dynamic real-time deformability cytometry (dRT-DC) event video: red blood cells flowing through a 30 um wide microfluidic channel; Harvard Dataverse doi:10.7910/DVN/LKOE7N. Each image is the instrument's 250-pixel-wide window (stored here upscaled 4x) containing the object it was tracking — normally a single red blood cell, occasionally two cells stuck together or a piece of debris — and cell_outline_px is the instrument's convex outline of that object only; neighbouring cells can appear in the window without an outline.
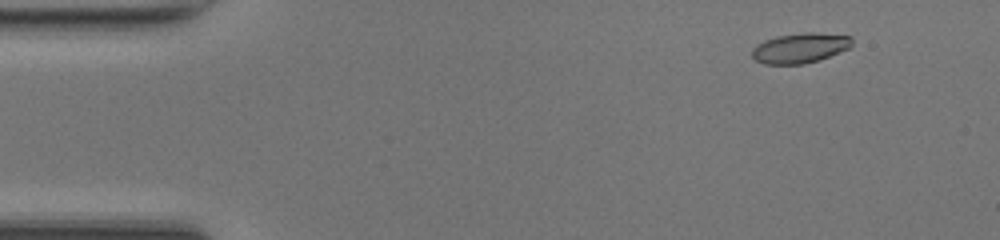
{"species": "common noctule bat (a hibernating species)", "species_latin": "Nyctalus noctula", "temperature_condition": "room temperature", "stored_images_in_passage": 49, "camera_frame_rate_fps": 3000, "um_per_image_px": 0.085, "animal": {"sex": "female", "body_mass_g": 17.0, "forearm_length_mm": 48.0}, "frame": {"image": 1, "passage_image": 5, "time_ms": 1.333, "image_size_px": [1000, 240], "cell_outline_px": [[852, 44], [848, 48], [840, 52], [820, 60], [804, 64], [764, 64], [756, 60], [752, 56], [752, 48], [756, 44], [764, 40], [776, 36], [804, 32], [812, 32], [852, 36]], "centroid_in_image_um": [67.99, 4.08], "position_along_channel_um": 17.0, "area_um2": 17.63}}
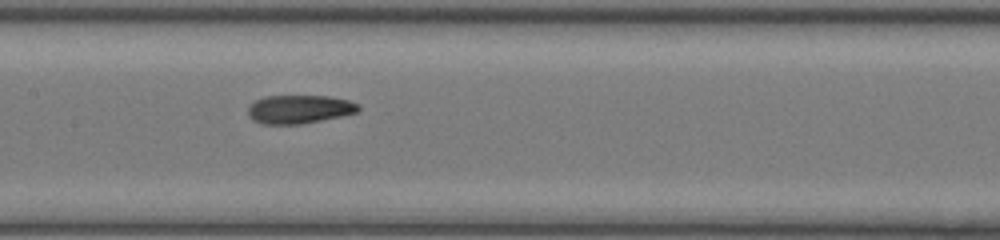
{"frame": {"image": 2, "passage_image": 24, "time_ms": 7.667, "image_size_px": [1000, 240], "cell_outline_px": [[360, 108], [356, 112], [340, 116], [300, 124], [260, 124], [252, 120], [248, 116], [248, 104], [264, 96], [332, 96], [348, 100], [360, 104]], "centroid_in_image_um": [25.4, 9.28], "position_along_channel_um": 182.0, "area_um2": 18.44}}
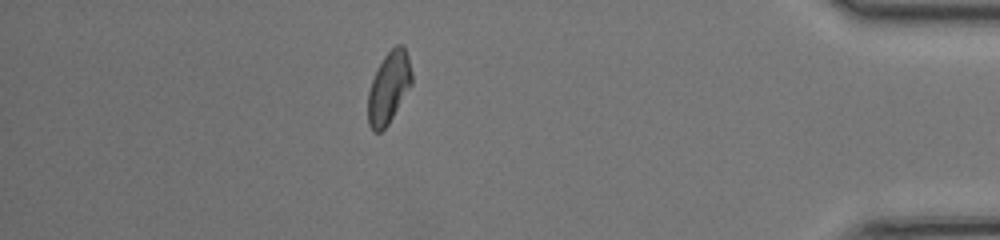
{"frame": {"image": 3, "passage_image": 43, "time_ms": 14.0, "image_size_px": [1000, 240], "cell_outline_px": [[412, 84], [388, 124], [380, 132], [372, 132], [368, 124], [368, 92], [372, 80], [384, 56], [396, 44], [400, 44], [404, 48], [408, 56], [412, 72]], "centroid_in_image_um": [33.04, 7.46], "position_along_channel_um": 402.2, "area_um2": 18.09}, "authors_computed_cell_mechanics": {"area_um2": 18.3226, "velocity_mm_per_s": 4.2262, "shape_relaxation_time_tau1_ms": 6.6138, "shape_relaxation_time_tau2_ms": 1.8309, "deformation_change_tau1": 0.205, "deformation_change_tau2": 0.0625}}